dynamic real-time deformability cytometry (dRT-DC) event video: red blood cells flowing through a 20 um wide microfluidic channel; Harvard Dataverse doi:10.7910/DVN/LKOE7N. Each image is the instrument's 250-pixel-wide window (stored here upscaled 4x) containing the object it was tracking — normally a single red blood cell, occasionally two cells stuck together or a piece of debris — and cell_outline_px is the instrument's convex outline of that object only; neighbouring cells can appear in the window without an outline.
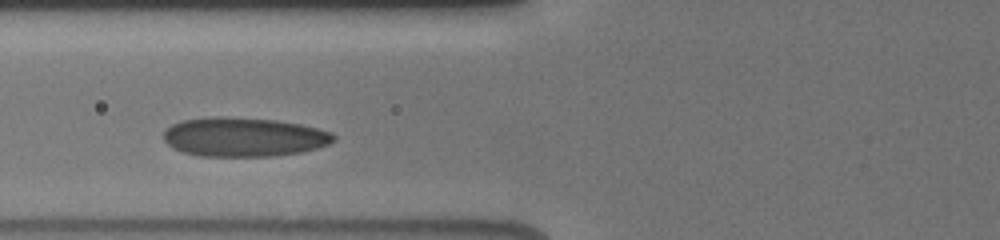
{"species": "human", "species_latin": "Homo sapiens", "temperature_condition": "cold", "stored_images_in_passage": 5, "camera_frame_rate_fps": 3000, "um_per_image_px": 0.085, "donor": {"sex": "male"}, "frame": {"image": 1, "passage_image": 4, "time_ms": 3.0, "image_size_px": [1000, 240], "cell_outline_px": [[336, 140], [328, 144], [316, 148], [300, 152], [272, 156], [200, 156], [184, 152], [172, 148], [164, 140], [164, 132], [172, 124], [180, 120], [212, 116], [228, 116], [276, 120], [300, 124], [332, 132], [336, 136]], "centroid_in_image_um": [20.71, 11.63], "position_along_channel_um": 105.1, "area_um2": 38.96}}